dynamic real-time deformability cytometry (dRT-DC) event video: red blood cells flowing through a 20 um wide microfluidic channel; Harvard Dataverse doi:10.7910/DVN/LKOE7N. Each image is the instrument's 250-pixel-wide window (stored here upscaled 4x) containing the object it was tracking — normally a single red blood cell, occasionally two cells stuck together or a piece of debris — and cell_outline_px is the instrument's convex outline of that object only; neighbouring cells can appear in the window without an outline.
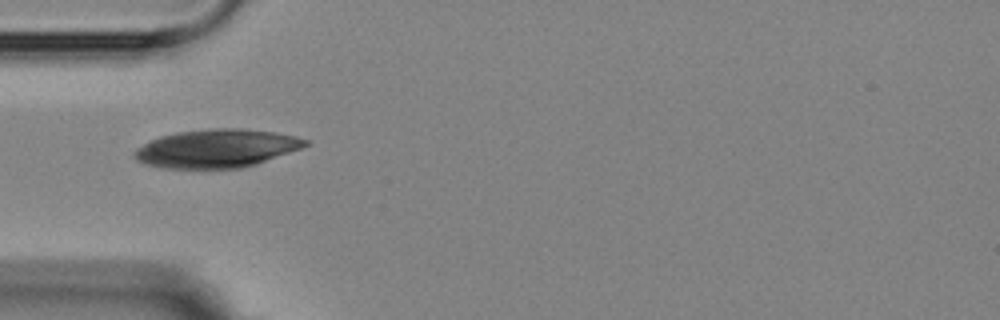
{"species": "Egyptian fruit bat (a non-hibernating species)", "species_latin": "Rousettus aegyptiacus", "temperature_condition": "room temperature", "stored_images_in_passage": 5, "camera_frame_rate_fps": 3000, "um_per_image_px": 0.085, "animal": {"sex": "female"}, "frame": {"image": 1, "passage_image": 2, "time_ms": 1.333, "image_size_px": [1000, 320], "cell_outline_px": [[308, 144], [300, 148], [256, 164], [240, 168], [164, 168], [148, 164], [136, 160], [132, 156], [132, 152], [136, 148], [160, 136], [176, 132], [216, 128], [244, 128], [276, 132], [296, 136], [308, 140]], "centroid_in_image_um": [18.4, 12.61], "position_along_channel_um": 66.6, "area_um2": 37.97}}
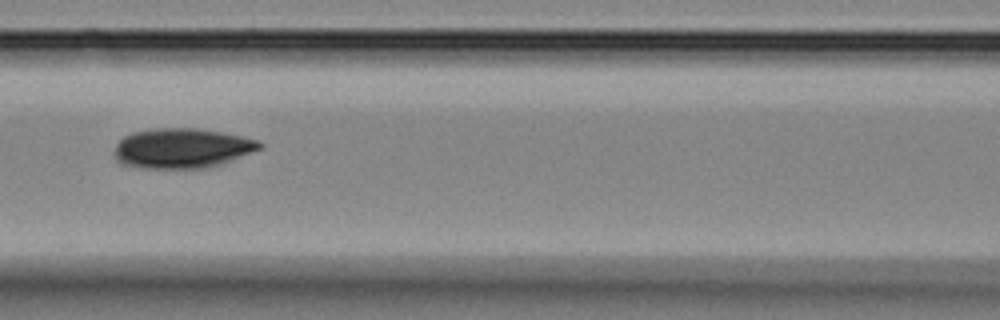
{"frame": {"image": 2, "passage_image": 4, "time_ms": 3.667, "image_size_px": [1000, 320], "cell_outline_px": [[264, 148], [232, 160], [208, 168], [140, 168], [120, 164], [112, 156], [112, 152], [116, 144], [124, 136], [132, 132], [148, 128], [196, 128], [220, 132], [260, 140], [264, 144]], "centroid_in_image_um": [15.44, 12.6], "position_along_channel_um": 151.2, "area_um2": 34.33}}
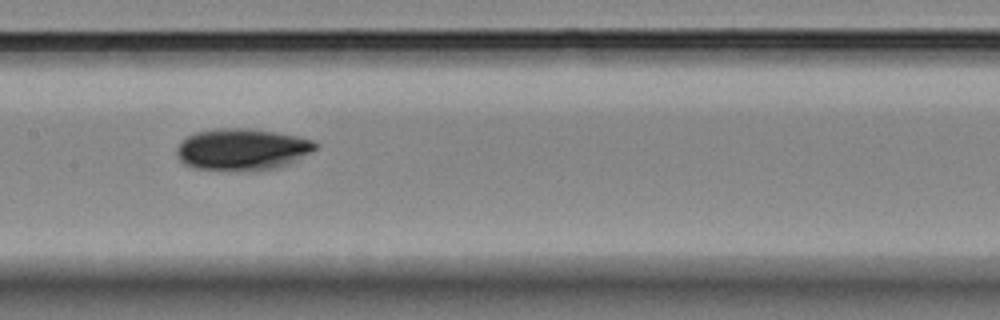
{"frame": {"image": 3, "passage_image": 5, "time_ms": 4.667, "image_size_px": [1000, 320], "cell_outline_px": [[320, 144], [312, 152], [276, 168], [192, 168], [184, 164], [176, 156], [176, 148], [180, 140], [196, 132], [216, 128], [252, 128], [276, 132], [296, 136], [312, 140]], "centroid_in_image_um": [20.54, 12.64], "position_along_channel_um": 186.9, "area_um2": 32.95}}